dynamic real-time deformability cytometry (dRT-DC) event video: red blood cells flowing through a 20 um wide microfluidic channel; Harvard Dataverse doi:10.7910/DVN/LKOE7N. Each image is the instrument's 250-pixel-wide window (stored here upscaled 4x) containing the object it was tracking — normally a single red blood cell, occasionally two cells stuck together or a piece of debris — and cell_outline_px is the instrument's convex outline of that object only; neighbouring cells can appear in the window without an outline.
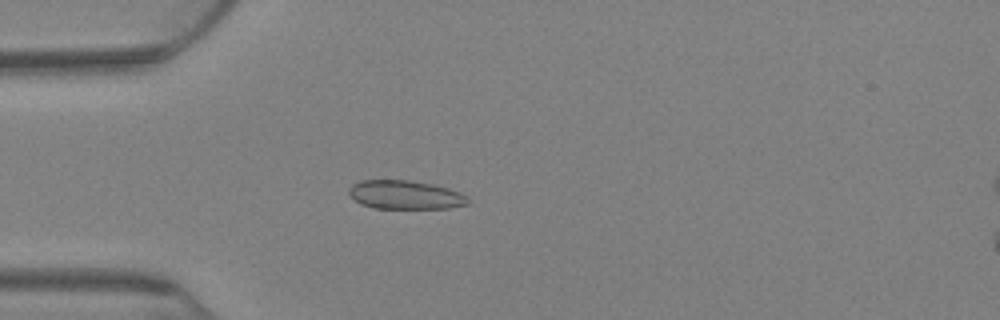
{"species": "Egyptian fruit bat (a non-hibernating species)", "species_latin": "Rousettus aegyptiacus", "temperature_condition": "warm", "stored_images_in_passage": 76, "camera_frame_rate_fps": 3000, "um_per_image_px": 0.085, "animal": {"sex": "female"}, "frame": {"image": 1, "passage_image": 21, "time_ms": 6.667, "image_size_px": [1000, 320], "cell_outline_px": [[472, 204], [448, 208], [376, 208], [360, 204], [348, 192], [348, 188], [352, 184], [360, 180], [408, 180], [432, 184], [448, 188], [468, 196], [472, 200]], "centroid_in_image_um": [34.49, 16.56], "position_along_channel_um": 50.5, "area_um2": 20.06}}
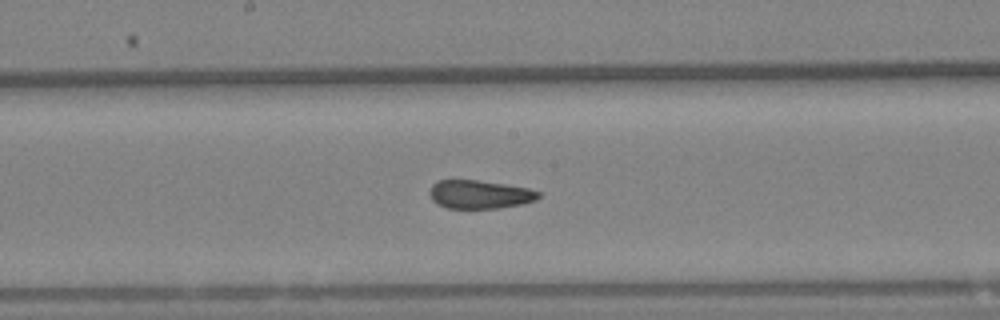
{"frame": {"image": 2, "passage_image": 40, "time_ms": 13.0, "image_size_px": [1000, 320], "cell_outline_px": [[540, 196], [536, 200], [524, 204], [500, 208], [448, 208], [436, 204], [432, 200], [428, 192], [432, 184], [440, 180], [476, 180], [504, 184], [528, 188], [540, 192]], "centroid_in_image_um": [40.76, 16.53], "position_along_channel_um": 207.4, "area_um2": 18.15}}
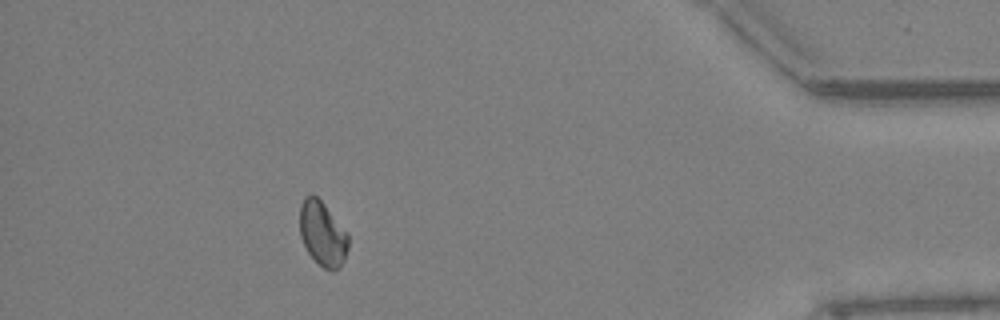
{"frame": {"image": 3, "passage_image": 68, "time_ms": 22.333, "image_size_px": [1000, 320], "cell_outline_px": [[348, 248], [344, 260], [332, 272], [324, 268], [308, 252], [300, 236], [300, 204], [304, 196], [312, 192], [324, 204], [348, 232]], "centroid_in_image_um": [27.41, 19.82], "position_along_channel_um": 407.8, "area_um2": 18.21}, "authors_computed_cell_mechanics": {"area_um2": 19.1318, "velocity_mm_per_s": 2.6852, "shape_relaxation_time_tau1_ms": null, "shape_relaxation_time_tau2_ms": 2.4211, "deformation_change_tau1": null, "deformation_change_tau2": 0.0488}}